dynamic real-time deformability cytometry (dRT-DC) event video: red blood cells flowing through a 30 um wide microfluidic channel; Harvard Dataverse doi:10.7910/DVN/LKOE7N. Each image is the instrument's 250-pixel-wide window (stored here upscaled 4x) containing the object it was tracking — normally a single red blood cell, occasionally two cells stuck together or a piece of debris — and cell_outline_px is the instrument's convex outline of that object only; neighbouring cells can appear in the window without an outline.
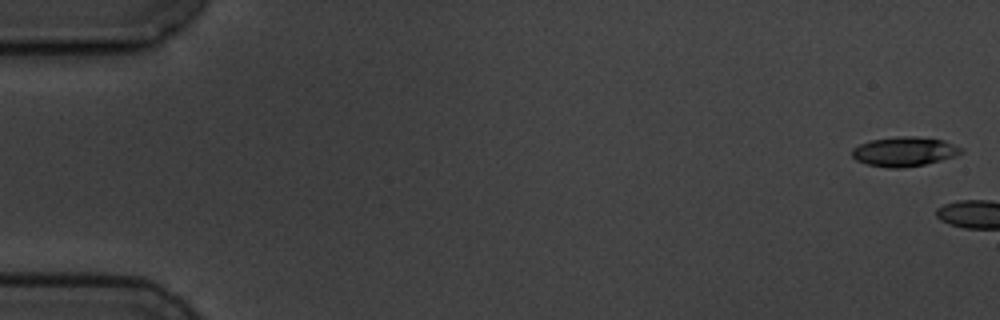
{"species": "common noctule bat (a hibernating species)", "species_latin": "Nyctalus noctula", "temperature_condition": "cold", "stored_images_in_passage": 4, "camera_frame_rate_fps": 3000, "um_per_image_px": 0.085, "animal": {"sex": "male", "body_mass_g": 19.5, "forearm_length_mm": 54.6}, "frame": {"image": 1, "passage_image": 1, "time_ms": 0.0, "image_size_px": [1000, 320], "cell_outline_px": [[964, 152], [940, 160], [924, 164], [904, 168], [888, 168], [868, 164], [856, 160], [852, 156], [852, 148], [860, 144], [872, 140], [896, 136], [916, 136], [944, 140], [964, 148]], "centroid_in_image_um": [76.87, 12.87], "position_along_channel_um": 8.1, "area_um2": 18.73}}